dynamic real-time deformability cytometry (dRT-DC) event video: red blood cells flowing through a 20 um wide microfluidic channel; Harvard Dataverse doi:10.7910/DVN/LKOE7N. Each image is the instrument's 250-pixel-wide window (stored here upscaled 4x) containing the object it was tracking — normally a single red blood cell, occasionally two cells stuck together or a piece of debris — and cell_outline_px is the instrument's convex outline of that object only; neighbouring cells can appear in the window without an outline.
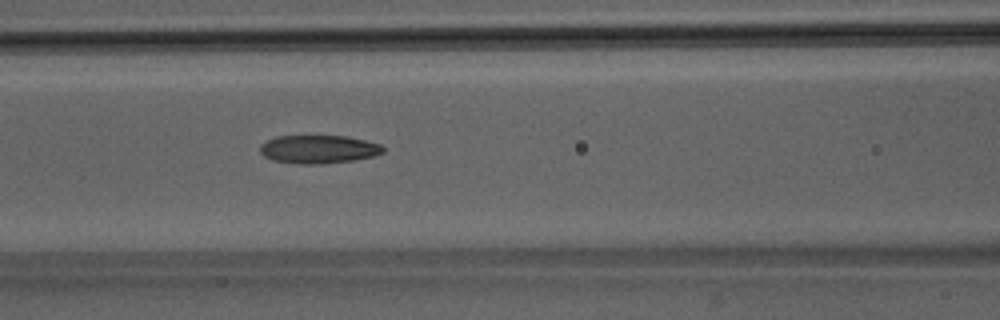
{"species": "Egyptian fruit bat (a non-hibernating species)", "species_latin": "Rousettus aegyptiacus", "temperature_condition": "room temperature", "stored_images_in_passage": 45, "camera_frame_rate_fps": 3000, "um_per_image_px": 0.085, "animal": {"sex": "male"}, "frame": {"image": 1, "passage_image": 16, "time_ms": 5.0, "image_size_px": [1000, 320], "cell_outline_px": [[384, 152], [372, 156], [352, 160], [320, 164], [296, 164], [272, 160], [264, 156], [260, 152], [260, 144], [276, 136], [348, 136], [380, 144], [384, 148]], "centroid_in_image_um": [27.04, 12.68], "position_along_channel_um": 139.6, "area_um2": 20.23}}
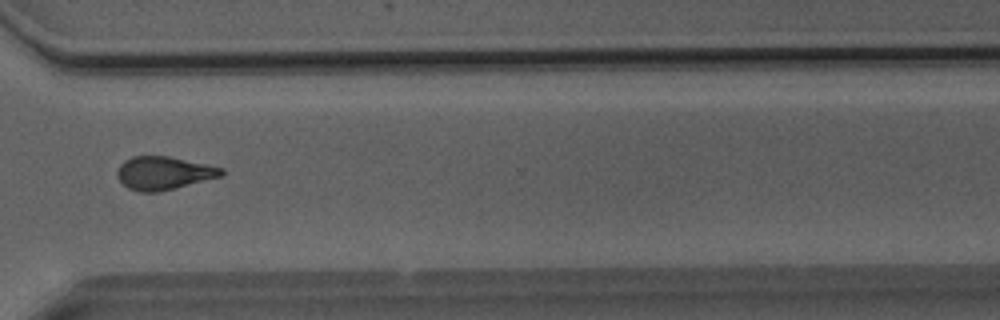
{"frame": {"image": 2, "passage_image": 32, "time_ms": 10.333, "image_size_px": [1000, 320], "cell_outline_px": [[224, 172], [220, 176], [176, 188], [160, 192], [140, 192], [128, 188], [116, 176], [116, 172], [120, 164], [124, 160], [132, 156], [168, 156], [224, 168]], "centroid_in_image_um": [13.88, 14.71], "position_along_channel_um": 356.7, "area_um2": 20.06}}
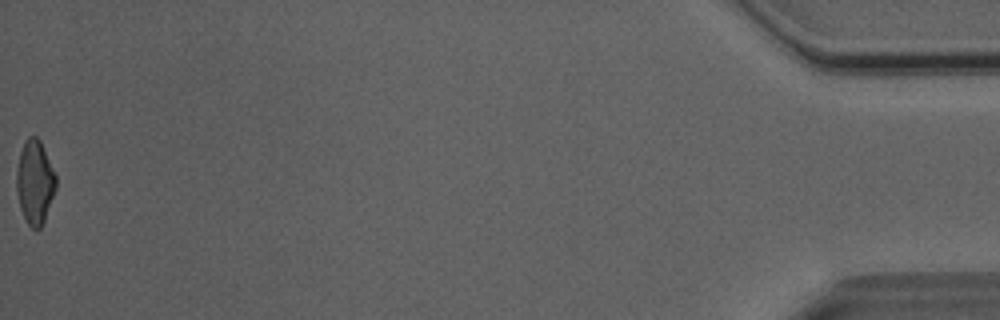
{"frame": {"image": 3, "passage_image": 45, "time_ms": 14.667, "image_size_px": [1000, 320], "cell_outline_px": [[56, 188], [44, 220], [40, 228], [32, 228], [28, 224], [20, 208], [16, 188], [16, 172], [20, 152], [24, 140], [28, 136], [36, 136], [40, 140], [56, 176]], "centroid_in_image_um": [2.95, 15.45], "position_along_channel_um": 432.3, "area_um2": 19.07}, "authors_computed_cell_mechanics": {"area_um2": 20.2878, "velocity_mm_per_s": 4.0738, "shape_relaxation_time_tau1_ms": null, "shape_relaxation_time_tau2_ms": 2.8347, "deformation_change_tau1": null, "deformation_change_tau2": 0.1076}}